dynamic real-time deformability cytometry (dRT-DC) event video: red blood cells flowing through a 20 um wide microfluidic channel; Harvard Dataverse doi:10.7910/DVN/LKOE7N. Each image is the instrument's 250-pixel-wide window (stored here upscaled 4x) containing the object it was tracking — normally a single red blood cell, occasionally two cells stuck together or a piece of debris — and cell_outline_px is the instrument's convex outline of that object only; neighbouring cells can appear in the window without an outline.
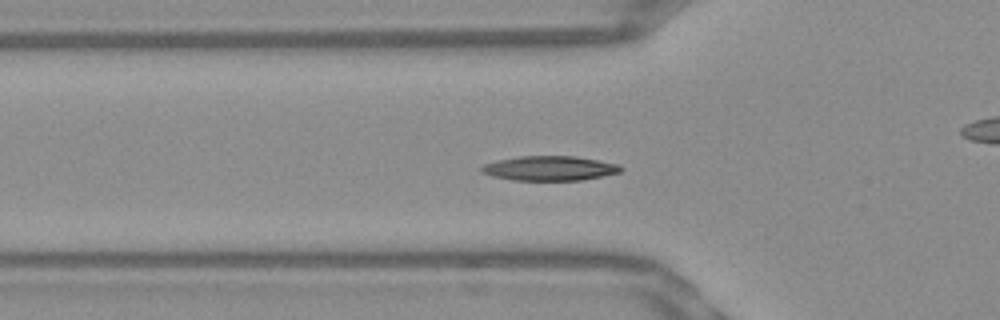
{"species": "Egyptian fruit bat (a non-hibernating species)", "species_latin": "Rousettus aegyptiacus", "temperature_condition": "warm", "stored_images_in_passage": 44, "camera_frame_rate_fps": 3000, "um_per_image_px": 0.085, "frame": {"image": 1, "passage_image": 8, "time_ms": 2.333, "image_size_px": [1000, 320], "cell_outline_px": [[624, 168], [620, 172], [580, 180], [512, 180], [492, 176], [480, 172], [480, 168], [484, 164], [500, 160], [520, 156], [576, 156], [620, 164]], "centroid_in_image_um": [46.72, 14.3], "position_along_channel_um": 79.1, "area_um2": 19.88}}
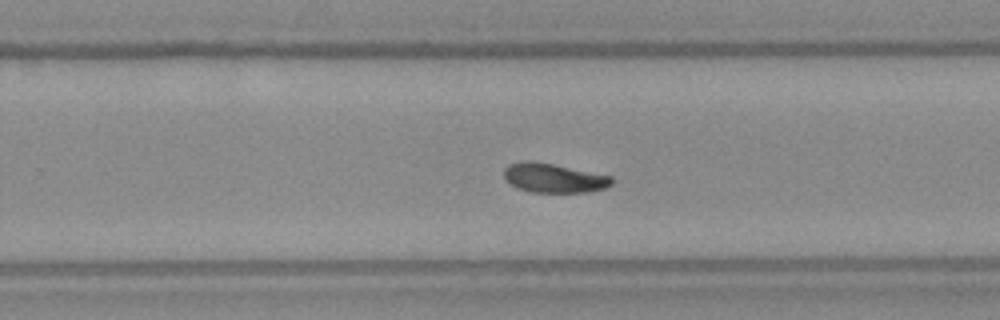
{"frame": {"image": 2, "passage_image": 24, "time_ms": 7.667, "image_size_px": [1000, 320], "cell_outline_px": [[612, 184], [604, 188], [588, 192], [532, 192], [516, 188], [508, 184], [504, 180], [504, 168], [508, 164], [528, 160], [552, 164], [612, 176]], "centroid_in_image_um": [47.01, 15.13], "position_along_channel_um": 282.8, "area_um2": 18.38}}
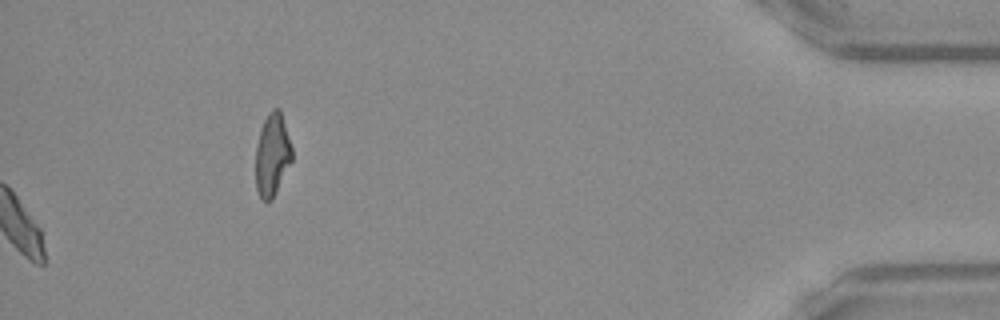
{"frame": {"image": 3, "passage_image": 44, "time_ms": 14.333, "image_size_px": [1000, 320], "cell_outline_px": [[292, 160], [272, 200], [260, 200], [256, 188], [256, 144], [260, 128], [268, 112], [272, 108], [280, 108], [292, 148]], "centroid_in_image_um": [23.13, 13.14], "position_along_channel_um": 412.1, "area_um2": 17.57}, "authors_computed_cell_mechanics": {"area_um2": 18.5249, "velocity_mm_per_s": 3.8039, "shape_relaxation_time_tau1_ms": 4.405, "shape_relaxation_time_tau2_ms": 10.258, "deformation_change_tau1": 0.1365, "deformation_change_tau2": 0.1387}}